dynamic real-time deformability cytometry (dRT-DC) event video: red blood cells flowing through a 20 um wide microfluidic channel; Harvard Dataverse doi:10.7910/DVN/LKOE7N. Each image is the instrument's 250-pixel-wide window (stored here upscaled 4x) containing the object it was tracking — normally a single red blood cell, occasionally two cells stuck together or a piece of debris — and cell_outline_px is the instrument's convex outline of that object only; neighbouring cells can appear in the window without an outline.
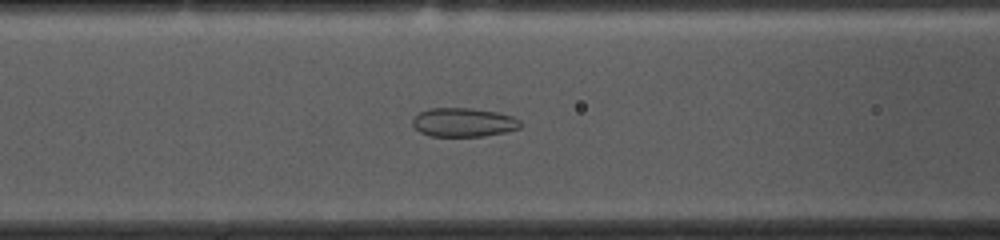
{"species": "common noctule bat (a hibernating species)", "species_latin": "Nyctalus noctula", "temperature_condition": "cold", "stored_images_in_passage": 51, "camera_frame_rate_fps": 3000, "um_per_image_px": 0.085, "animal": {"sex": "female", "body_mass_g": 10.0, "forearm_length_mm": 53.1}, "frame": {"image": 1, "passage_image": 19, "time_ms": 6.0, "image_size_px": [1000, 240], "cell_outline_px": [[520, 128], [504, 132], [484, 136], [428, 136], [420, 132], [412, 124], [412, 120], [420, 112], [428, 108], [472, 108], [496, 112], [512, 116], [520, 120]], "centroid_in_image_um": [39.38, 10.4], "position_along_channel_um": 127.2, "area_um2": 18.09}}
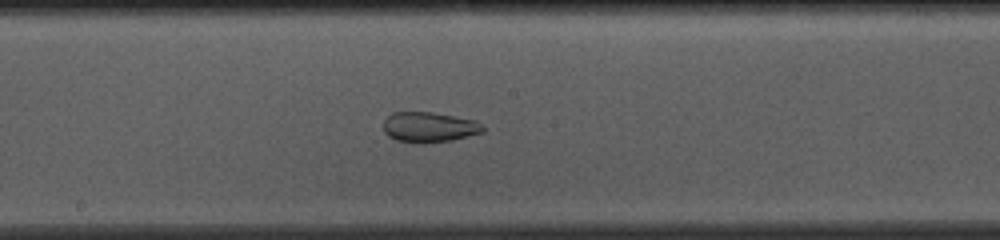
{"frame": {"image": 2, "passage_image": 26, "time_ms": 8.333, "image_size_px": [1000, 240], "cell_outline_px": [[484, 132], [452, 140], [424, 144], [396, 140], [388, 136], [384, 132], [384, 120], [392, 112], [432, 112], [476, 120], [484, 128]], "centroid_in_image_um": [36.47, 10.81], "position_along_channel_um": 211.7, "area_um2": 17.63}}
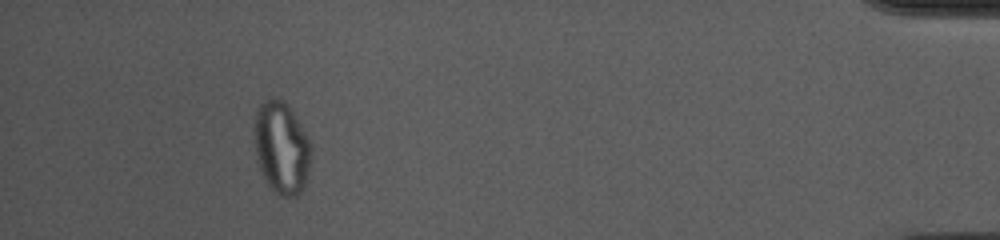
{"frame": {"image": 3, "passage_image": 48, "time_ms": 15.667, "image_size_px": [1000, 240], "cell_outline_px": [[312, 160], [304, 188], [296, 196], [280, 196], [264, 180], [256, 156], [252, 124], [256, 108], [264, 100], [280, 96], [284, 100], [296, 116], [308, 136], [312, 144]], "centroid_in_image_um": [23.93, 12.51], "position_along_channel_um": 411.3, "area_um2": 31.44}, "authors_computed_cell_mechanics": {"area_um2": 24.2182, "velocity_mm_per_s": 3.629, "shape_relaxation_time_tau1_ms": null, "shape_relaxation_time_tau2_ms": 1.6205, "deformation_change_tau1": null, "deformation_change_tau2": 0.0543}}